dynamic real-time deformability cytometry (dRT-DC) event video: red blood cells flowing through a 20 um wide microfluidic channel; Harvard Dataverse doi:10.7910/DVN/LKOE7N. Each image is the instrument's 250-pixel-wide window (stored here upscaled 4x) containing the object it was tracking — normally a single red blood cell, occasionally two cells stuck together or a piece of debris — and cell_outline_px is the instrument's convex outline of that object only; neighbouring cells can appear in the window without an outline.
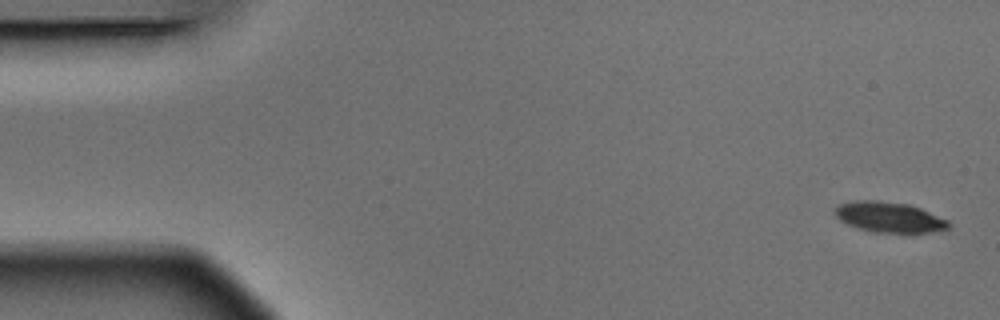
{"species": "Egyptian fruit bat (a non-hibernating species)", "species_latin": "Rousettus aegyptiacus", "temperature_condition": "warm", "stored_images_in_passage": 5, "camera_frame_rate_fps": 3000, "um_per_image_px": 0.085, "animal": {"sex": "male"}, "frame": {"image": 1, "passage_image": 1, "time_ms": 0.0, "image_size_px": [1000, 320], "cell_outline_px": [[952, 224], [948, 228], [932, 232], [872, 232], [856, 228], [840, 220], [836, 216], [836, 208], [840, 204], [852, 200], [880, 200], [908, 204], [920, 208], [948, 220]], "centroid_in_image_um": [75.59, 18.45], "position_along_channel_um": 9.4, "area_um2": 20.11}}
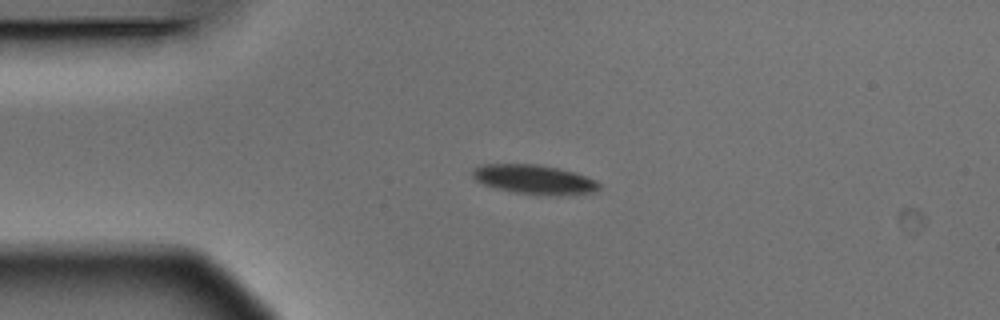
{"frame": {"image": 2, "passage_image": 4, "time_ms": 1.0, "image_size_px": [1000, 320], "cell_outline_px": [[600, 188], [592, 192], [516, 192], [496, 188], [484, 184], [476, 180], [472, 176], [472, 168], [480, 164], [536, 164], [560, 168], [576, 172], [596, 180], [600, 184]], "centroid_in_image_um": [45.32, 15.17], "position_along_channel_um": 39.7, "area_um2": 20.58}}